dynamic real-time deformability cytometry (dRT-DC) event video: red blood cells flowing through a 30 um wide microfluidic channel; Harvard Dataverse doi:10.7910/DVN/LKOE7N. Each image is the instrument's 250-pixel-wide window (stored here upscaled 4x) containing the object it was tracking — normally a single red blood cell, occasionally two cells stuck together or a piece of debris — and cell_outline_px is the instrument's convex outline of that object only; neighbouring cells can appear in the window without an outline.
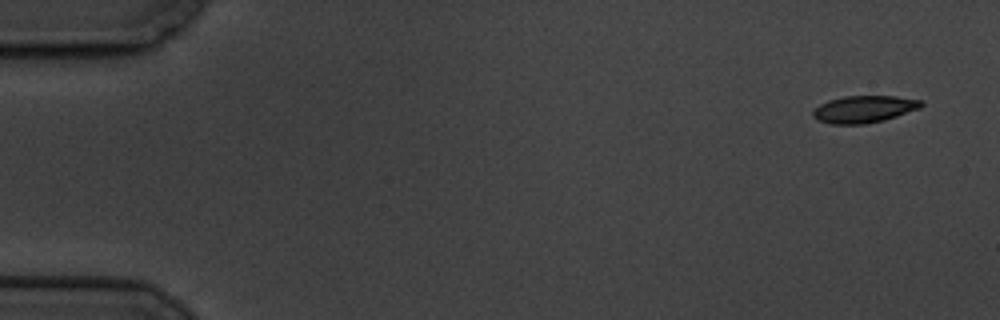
{"species": "common noctule bat (a hibernating species)", "species_latin": "Nyctalus noctula", "temperature_condition": "cold", "stored_images_in_passage": 11, "camera_frame_rate_fps": 3000, "um_per_image_px": 0.085, "animal": {"sex": "male", "body_mass_g": 19.5, "forearm_length_mm": 54.6}, "frame": {"image": 1, "passage_image": 1, "time_ms": 0.0, "image_size_px": [1000, 320], "cell_outline_px": [[924, 104], [920, 108], [884, 120], [864, 124], [832, 124], [816, 120], [812, 116], [812, 112], [820, 104], [828, 100], [844, 96], [896, 96], [920, 100]], "centroid_in_image_um": [73.41, 9.28], "position_along_channel_um": 11.6, "area_um2": 17.05}}
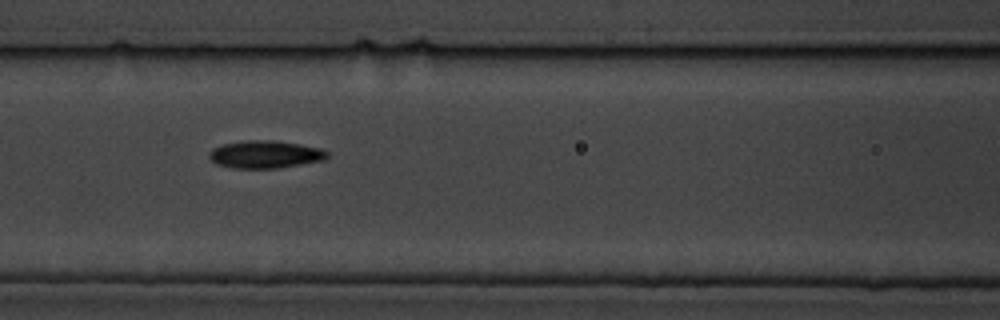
{"frame": {"image": 2, "passage_image": 7, "time_ms": 7.667, "image_size_px": [1000, 320], "cell_outline_px": [[328, 156], [324, 160], [276, 168], [232, 168], [216, 164], [208, 156], [208, 152], [212, 148], [224, 144], [244, 140], [276, 140], [300, 144], [320, 148], [328, 152]], "centroid_in_image_um": [22.51, 13.11], "position_along_channel_um": 144.1, "area_um2": 19.02}}
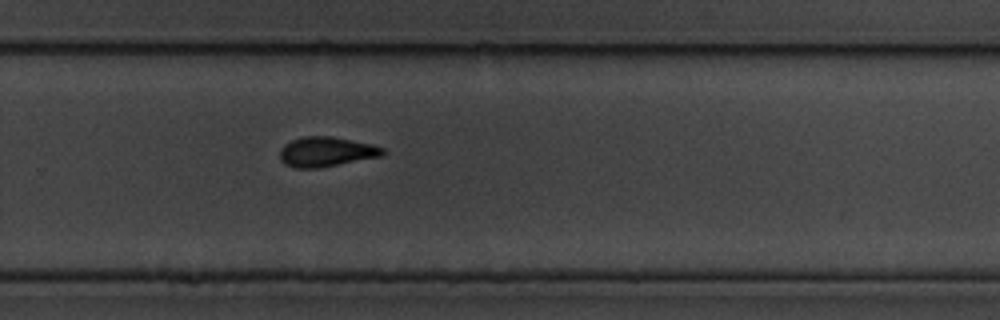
{"frame": {"image": 3, "passage_image": 11, "time_ms": 12.333, "image_size_px": [1000, 320], "cell_outline_px": [[384, 156], [320, 168], [296, 168], [284, 164], [280, 160], [280, 148], [284, 144], [292, 140], [304, 136], [332, 136], [372, 144], [384, 148]], "centroid_in_image_um": [27.73, 12.91], "position_along_channel_um": 302.1, "area_um2": 18.09}}